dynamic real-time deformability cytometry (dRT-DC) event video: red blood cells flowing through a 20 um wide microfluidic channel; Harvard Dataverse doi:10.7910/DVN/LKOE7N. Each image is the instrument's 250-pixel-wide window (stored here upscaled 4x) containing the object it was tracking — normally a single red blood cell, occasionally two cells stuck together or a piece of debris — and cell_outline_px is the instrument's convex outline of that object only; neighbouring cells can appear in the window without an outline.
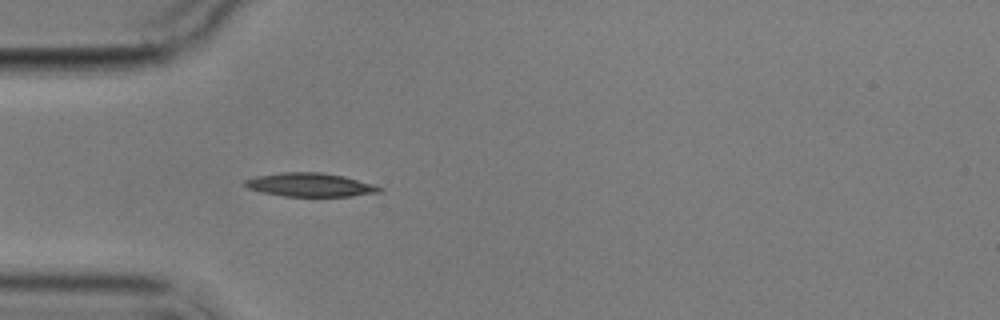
{"species": "common noctule bat (a hibernating species)", "species_latin": "Nyctalus noctula", "temperature_condition": "cold", "stored_images_in_passage": 5, "camera_frame_rate_fps": 3000, "um_per_image_px": 0.085, "animal": {"sex": "male", "body_mass_g": 17.9}, "frame": {"image": 1, "passage_image": 5, "time_ms": 4.667, "image_size_px": [1000, 320], "cell_outline_px": [[384, 188], [380, 192], [352, 196], [284, 196], [264, 192], [248, 188], [244, 184], [244, 180], [252, 176], [280, 172], [320, 172], [344, 176], [372, 184]], "centroid_in_image_um": [26.33, 15.7], "position_along_channel_um": 58.7, "area_um2": 18.5}}